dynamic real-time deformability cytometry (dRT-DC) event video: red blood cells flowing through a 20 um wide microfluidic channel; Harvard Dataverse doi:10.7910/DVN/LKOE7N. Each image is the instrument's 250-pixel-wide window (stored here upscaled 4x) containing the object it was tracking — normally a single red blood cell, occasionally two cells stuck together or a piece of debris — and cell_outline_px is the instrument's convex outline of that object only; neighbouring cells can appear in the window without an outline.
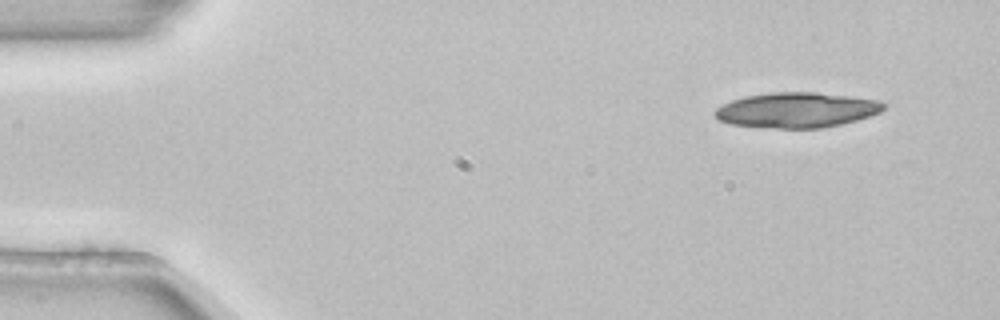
{"species": "common noctule bat (a hibernating species)", "species_latin": "Nyctalus noctula", "temperature_condition": "room temperature", "stored_images_in_passage": 4, "camera_frame_rate_fps": 3000, "um_per_image_px": 0.085, "animal": {"sex": "female", "body_mass_g": 22.7, "forearm_length_mm": 54.2}, "frame": {"image": 1, "passage_image": 1, "time_ms": 0.0, "image_size_px": [1000, 320], "cell_outline_px": [[888, 104], [880, 112], [856, 120], [840, 124], [820, 128], [776, 128], [728, 124], [720, 120], [712, 112], [716, 108], [732, 100], [744, 96], [772, 92], [816, 92], [880, 100]], "centroid_in_image_um": [67.72, 9.34], "position_along_channel_um": 17.3, "area_um2": 34.56}}
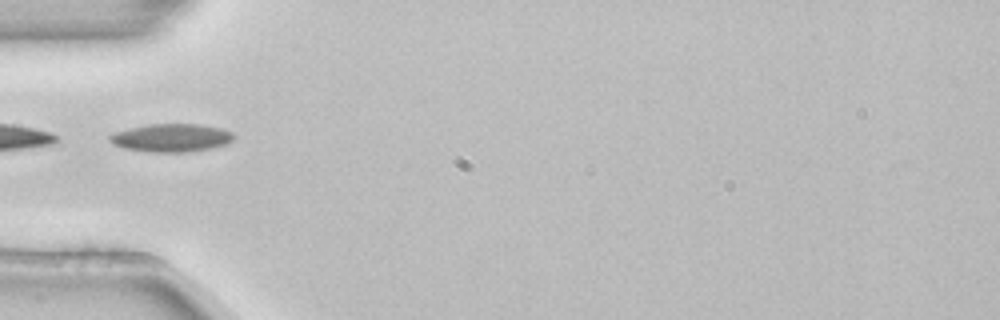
{"frame": {"image": 2, "passage_image": 4, "time_ms": 1.0, "image_size_px": [1000, 320], "cell_outline_px": [[236, 136], [232, 140], [224, 144], [208, 148], [188, 152], [148, 152], [124, 148], [112, 144], [108, 140], [108, 136], [112, 132], [128, 128], [148, 124], [200, 124], [224, 128], [232, 132]], "centroid_in_image_um": [14.52, 11.7], "position_along_channel_um": 70.5, "area_um2": 20.52}}